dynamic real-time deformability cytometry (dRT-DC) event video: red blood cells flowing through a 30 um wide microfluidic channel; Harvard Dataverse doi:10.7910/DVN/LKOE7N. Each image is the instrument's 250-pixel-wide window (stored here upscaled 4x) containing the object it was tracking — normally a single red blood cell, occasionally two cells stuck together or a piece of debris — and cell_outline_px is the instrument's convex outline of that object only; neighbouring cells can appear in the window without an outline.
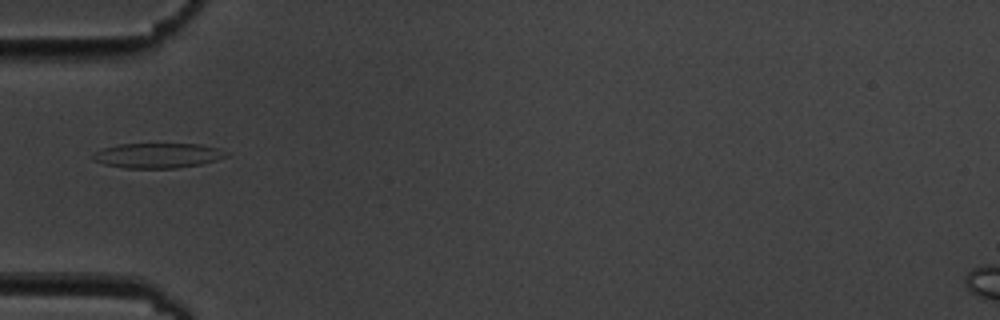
{"species": "common noctule bat (a hibernating species)", "species_latin": "Nyctalus noctula", "temperature_condition": "cold", "stored_images_in_passage": 11, "camera_frame_rate_fps": 3000, "um_per_image_px": 0.085, "animal": {"sex": "male", "body_mass_g": 19.5, "forearm_length_mm": 54.6}, "frame": {"image": 1, "passage_image": 1, "time_ms": 0.0, "image_size_px": [1000, 320], "cell_outline_px": [[228, 156], [216, 160], [200, 164], [176, 168], [124, 168], [104, 164], [92, 160], [92, 156], [96, 152], [104, 148], [120, 144], [200, 144], [220, 148], [228, 152]], "centroid_in_image_um": [13.43, 13.22], "position_along_channel_um": 71.6, "area_um2": 19.36}}
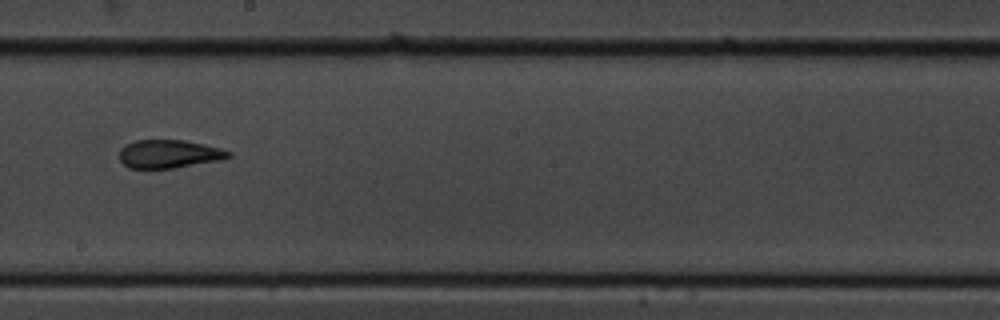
{"frame": {"image": 2, "passage_image": 5, "time_ms": 4.667, "image_size_px": [1000, 320], "cell_outline_px": [[232, 156], [224, 160], [176, 168], [128, 168], [120, 160], [120, 148], [124, 144], [136, 140], [184, 140], [204, 144], [220, 148], [232, 152]], "centroid_in_image_um": [14.4, 13.09], "position_along_channel_um": 233.8, "area_um2": 18.26}}
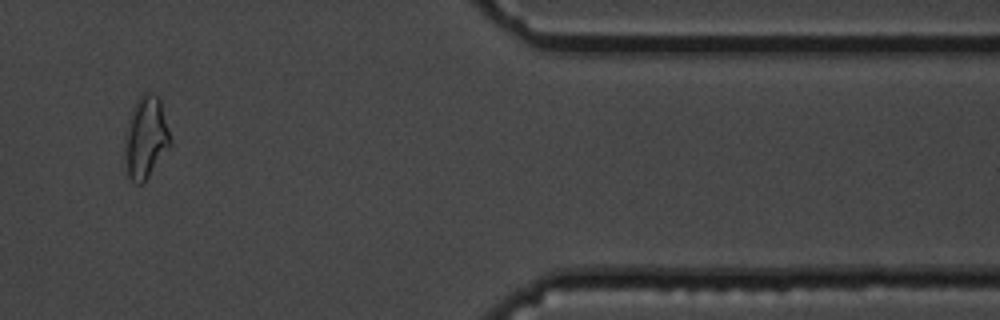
{"frame": {"image": 3, "passage_image": 9, "time_ms": 10.333, "image_size_px": [1000, 320], "cell_outline_px": [[172, 144], [148, 176], [140, 184], [136, 184], [124, 172], [124, 136], [128, 120], [132, 108], [136, 100], [144, 92], [152, 92], [160, 100], [172, 140]], "centroid_in_image_um": [12.36, 11.69], "position_along_channel_um": 399.0, "area_um2": 22.08}, "authors_computed_cell_mechanics": {"area_um2": 18.8428, "velocity_mm_per_s": 3.4816, "shape_relaxation_time_tau1_ms": 7.3397, "shape_relaxation_time_tau2_ms": 1.6493, "deformation_change_tau1": 0.1919, "deformation_change_tau2": 0.0774}}